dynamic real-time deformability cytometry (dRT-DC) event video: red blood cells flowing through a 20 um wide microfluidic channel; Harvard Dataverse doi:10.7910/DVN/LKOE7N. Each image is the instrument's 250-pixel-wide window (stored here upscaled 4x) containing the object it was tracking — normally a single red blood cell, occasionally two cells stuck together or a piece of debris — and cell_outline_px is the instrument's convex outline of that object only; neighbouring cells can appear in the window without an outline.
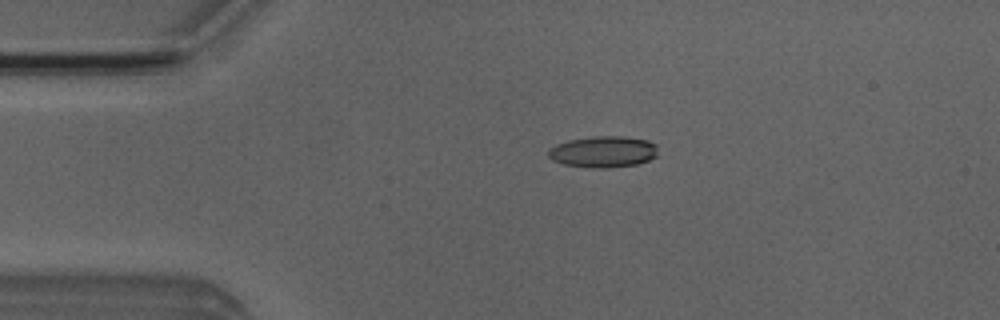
{"species": "Egyptian fruit bat (a non-hibernating species)", "species_latin": "Rousettus aegyptiacus", "temperature_condition": "room temperature", "stored_images_in_passage": 13, "camera_frame_rate_fps": 3000, "um_per_image_px": 0.085, "animal": {"sex": "male"}, "frame": {"image": 1, "passage_image": 6, "time_ms": 1.667, "image_size_px": [1000, 320], "cell_outline_px": [[656, 156], [648, 160], [636, 164], [604, 168], [600, 168], [564, 164], [552, 160], [548, 156], [548, 152], [556, 144], [568, 140], [592, 136], [624, 136], [648, 140], [656, 144]], "centroid_in_image_um": [51.28, 12.88], "position_along_channel_um": 33.7, "area_um2": 19.83}}